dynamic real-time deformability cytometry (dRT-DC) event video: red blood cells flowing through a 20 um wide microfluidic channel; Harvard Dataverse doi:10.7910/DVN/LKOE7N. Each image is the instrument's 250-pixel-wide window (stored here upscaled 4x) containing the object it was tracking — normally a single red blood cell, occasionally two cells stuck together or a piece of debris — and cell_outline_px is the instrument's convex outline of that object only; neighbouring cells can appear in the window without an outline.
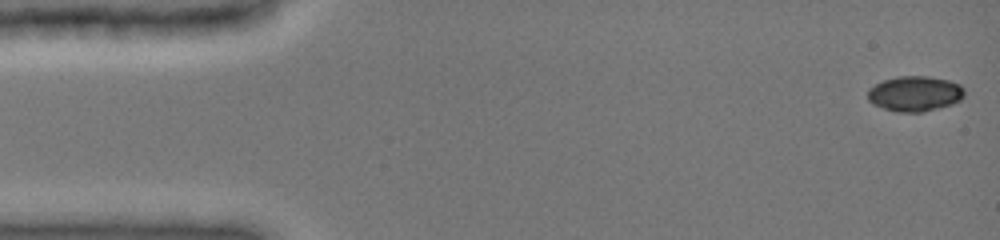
{"species": "common noctule bat (a hibernating species)", "species_latin": "Nyctalus noctula", "temperature_condition": "cold", "stored_images_in_passage": 24, "camera_frame_rate_fps": 3000, "um_per_image_px": 0.085, "animal": {"sex": "female", "body_mass_g": 19.0, "forearm_length_mm": 51.5}, "frame": {"image": 1, "passage_image": 1, "time_ms": 0.0, "image_size_px": [1000, 240], "cell_outline_px": [[964, 96], [960, 100], [952, 104], [924, 112], [896, 112], [872, 104], [868, 100], [868, 88], [884, 80], [896, 76], [928, 76], [948, 80], [960, 84], [964, 88]], "centroid_in_image_um": [77.76, 7.96], "position_along_channel_um": 7.2, "area_um2": 20.0}}
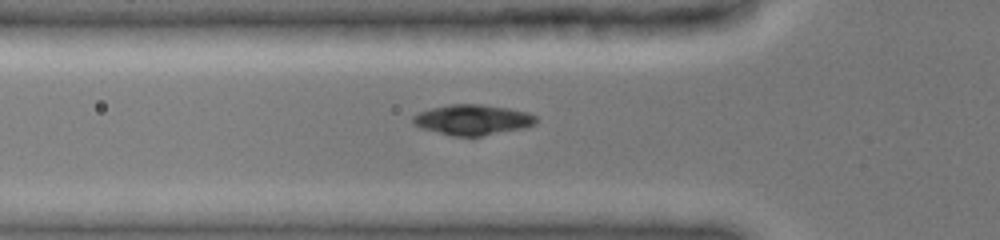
{"frame": {"image": 2, "passage_image": 14, "time_ms": 5.0, "image_size_px": [1000, 240], "cell_outline_px": [[536, 124], [524, 128], [484, 136], [452, 136], [420, 128], [412, 124], [412, 116], [420, 112], [432, 108], [452, 104], [480, 104], [508, 108], [528, 112], [536, 116]], "centroid_in_image_um": [40.17, 10.19], "position_along_channel_um": 85.6, "area_um2": 21.91}}
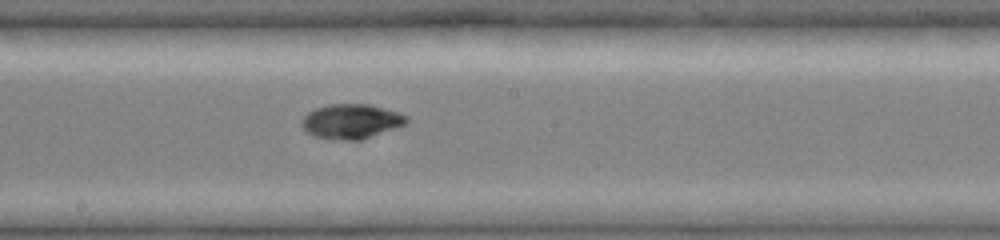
{"frame": {"image": 3, "passage_image": 24, "time_ms": 8.333, "image_size_px": [1000, 240], "cell_outline_px": [[408, 120], [404, 124], [396, 128], [360, 140], [340, 140], [316, 136], [308, 132], [300, 124], [300, 120], [308, 112], [316, 108], [328, 104], [368, 104], [384, 108], [408, 116]], "centroid_in_image_um": [29.84, 10.31], "position_along_channel_um": 218.4, "area_um2": 20.98}}